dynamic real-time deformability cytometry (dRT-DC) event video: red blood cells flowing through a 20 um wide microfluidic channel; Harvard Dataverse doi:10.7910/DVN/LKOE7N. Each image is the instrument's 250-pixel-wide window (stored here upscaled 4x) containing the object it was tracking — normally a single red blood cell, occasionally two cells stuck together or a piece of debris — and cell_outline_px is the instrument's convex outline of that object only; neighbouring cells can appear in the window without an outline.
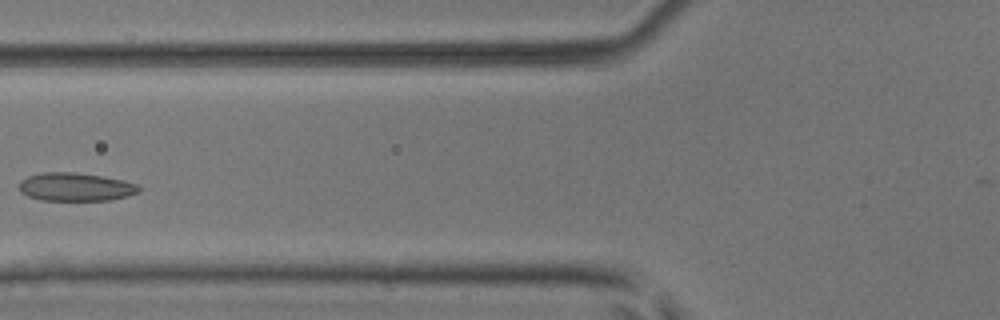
{"species": "common noctule bat (a hibernating species)", "species_latin": "Nyctalus noctula", "temperature_condition": "room temperature", "stored_images_in_passage": 5, "camera_frame_rate_fps": 3000, "um_per_image_px": 0.085, "animal": {"sex": "male", "body_mass_g": 17.9, "forearm_length_mm": 54.2}, "frame": {"image": 1, "passage_image": 5, "time_ms": 1.333, "image_size_px": [1000, 320], "cell_outline_px": [[140, 192], [128, 196], [108, 200], [40, 200], [28, 196], [20, 192], [20, 180], [28, 176], [40, 172], [76, 172], [124, 180], [136, 184], [140, 188]], "centroid_in_image_um": [6.41, 15.88], "position_along_channel_um": 119.4, "area_um2": 19.77}}